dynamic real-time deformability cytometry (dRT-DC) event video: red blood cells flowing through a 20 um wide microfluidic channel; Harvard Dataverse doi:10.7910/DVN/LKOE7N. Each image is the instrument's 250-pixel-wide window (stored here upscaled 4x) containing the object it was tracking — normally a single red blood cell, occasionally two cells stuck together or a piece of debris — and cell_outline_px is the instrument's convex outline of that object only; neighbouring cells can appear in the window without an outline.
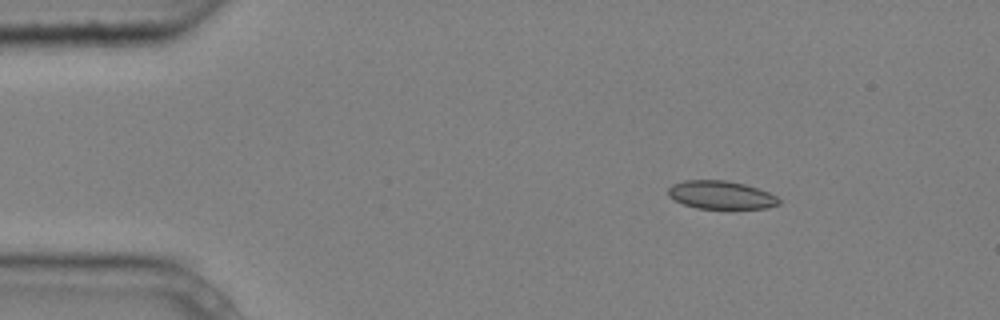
{"species": "common noctule bat (a hibernating species)", "species_latin": "Nyctalus noctula", "temperature_condition": "cold", "stored_images_in_passage": 3, "camera_frame_rate_fps": 3000, "um_per_image_px": 0.085, "animal": {"sex": "male", "body_mass_g": 20.4}, "frame": {"image": 1, "passage_image": 1, "time_ms": 0.0, "image_size_px": [1000, 320], "cell_outline_px": [[780, 204], [768, 208], [696, 208], [684, 204], [668, 196], [668, 188], [672, 184], [684, 180], [728, 180], [744, 184], [768, 192], [776, 196], [780, 200]], "centroid_in_image_um": [61.27, 16.56], "position_along_channel_um": 23.7, "area_um2": 18.09}}
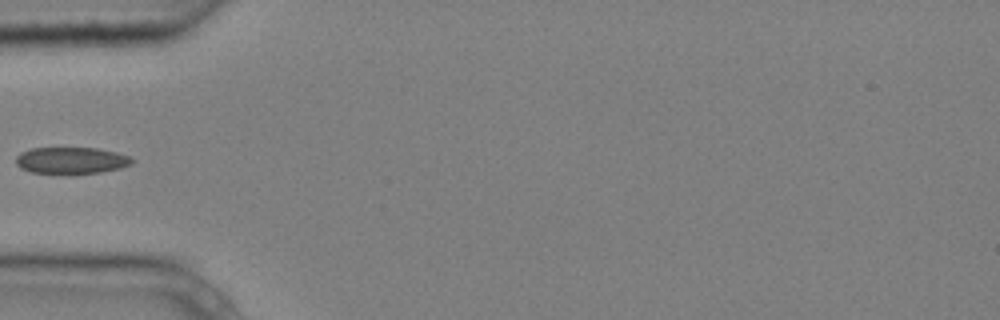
{"frame": {"image": 2, "passage_image": 3, "time_ms": 0.667, "image_size_px": [1000, 320], "cell_outline_px": [[132, 164], [120, 168], [100, 172], [32, 172], [20, 168], [16, 164], [16, 156], [20, 152], [32, 148], [96, 148], [116, 152], [128, 156], [132, 160]], "centroid_in_image_um": [6.03, 13.61], "position_along_channel_um": 79.0, "area_um2": 17.51}}